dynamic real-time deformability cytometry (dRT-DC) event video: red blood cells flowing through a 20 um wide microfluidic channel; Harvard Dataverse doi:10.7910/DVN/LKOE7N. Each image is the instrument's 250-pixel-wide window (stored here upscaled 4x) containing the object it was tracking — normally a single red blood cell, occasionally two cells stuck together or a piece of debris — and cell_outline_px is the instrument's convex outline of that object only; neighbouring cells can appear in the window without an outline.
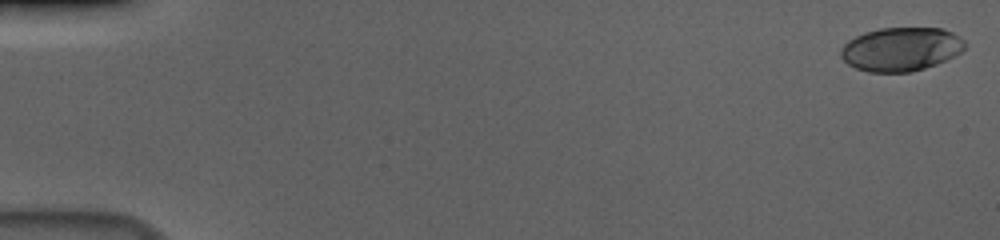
{"species": "human", "species_latin": "Homo sapiens", "temperature_condition": "cold", "stored_images_in_passage": 57, "camera_frame_rate_fps": 3000, "um_per_image_px": 0.085, "donor": {"sex": "male"}, "frame": {"image": 1, "passage_image": 1, "time_ms": 0.0, "image_size_px": [1000, 240], "cell_outline_px": [[964, 48], [960, 52], [936, 64], [912, 72], [868, 72], [856, 68], [848, 64], [840, 56], [840, 48], [848, 40], [864, 32], [880, 28], [940, 28], [952, 32], [960, 36], [964, 40]], "centroid_in_image_um": [76.55, 4.17], "position_along_channel_um": 8.5, "area_um2": 31.56}}
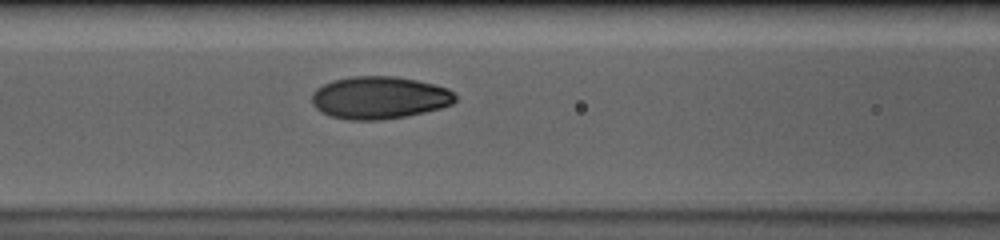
{"frame": {"image": 2, "passage_image": 25, "time_ms": 8.0, "image_size_px": [1000, 240], "cell_outline_px": [[456, 100], [452, 104], [440, 108], [424, 112], [404, 116], [376, 120], [348, 120], [328, 116], [320, 112], [312, 104], [312, 92], [316, 88], [332, 80], [352, 76], [396, 76], [416, 80], [448, 88], [456, 96]], "centroid_in_image_um": [32.2, 8.3], "position_along_channel_um": 134.4, "area_um2": 35.6}}
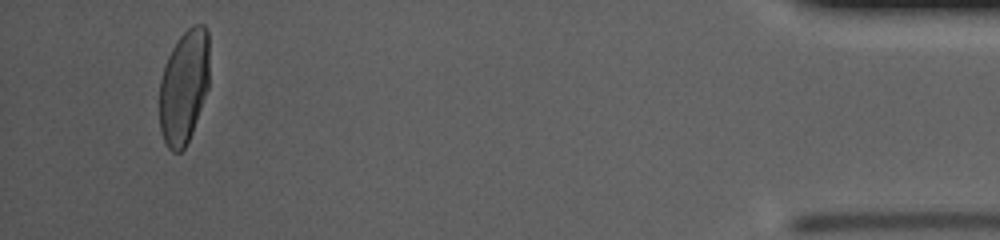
{"frame": {"image": 3, "passage_image": 54, "time_ms": 17.667, "image_size_px": [1000, 240], "cell_outline_px": [[208, 88], [192, 132], [184, 148], [180, 152], [172, 152], [168, 148], [164, 140], [160, 128], [160, 80], [168, 56], [172, 48], [180, 36], [192, 24], [204, 24], [208, 28]], "centroid_in_image_um": [15.64, 7.35], "position_along_channel_um": 419.6, "area_um2": 33.0}, "authors_computed_cell_mechanics": {"area_um2": 33.9286, "velocity_mm_per_s": 3.6766, "shape_relaxation_time_tau1_ms": 3.439, "shape_relaxation_time_tau2_ms": null, "deformation_change_tau1": 0.172, "deformation_change_tau2": null}}